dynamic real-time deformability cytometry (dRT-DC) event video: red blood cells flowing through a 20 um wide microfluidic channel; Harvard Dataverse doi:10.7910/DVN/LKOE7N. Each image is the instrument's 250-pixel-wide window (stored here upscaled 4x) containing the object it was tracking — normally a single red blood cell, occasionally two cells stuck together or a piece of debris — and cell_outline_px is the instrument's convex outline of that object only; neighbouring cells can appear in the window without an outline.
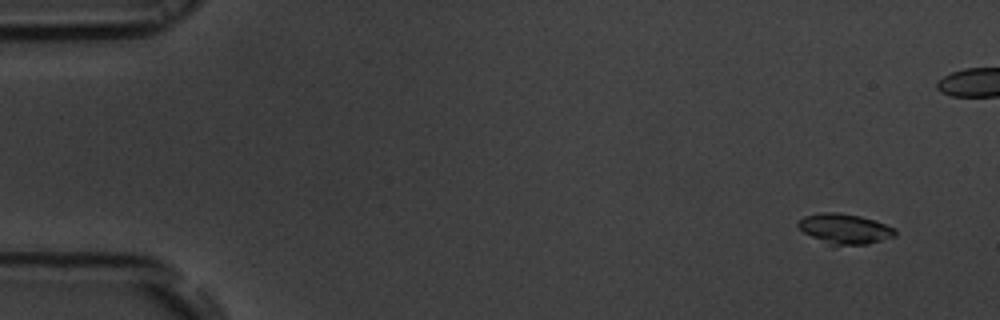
{"species": "common noctule bat (a hibernating species)", "species_latin": "Nyctalus noctula", "temperature_condition": "room temperature", "stored_images_in_passage": 56, "camera_frame_rate_fps": 3000, "um_per_image_px": 0.085, "animal": {"sex": "male", "body_mass_g": 19.5, "forearm_length_mm": 54.6}, "frame": {"image": 1, "passage_image": 4, "time_ms": 1.0, "image_size_px": [1000, 320], "cell_outline_px": [[896, 236], [868, 244], [832, 248], [804, 232], [796, 224], [804, 216], [820, 212], [836, 212], [860, 216], [896, 228]], "centroid_in_image_um": [71.79, 19.49], "position_along_channel_um": 13.2, "area_um2": 17.46}}
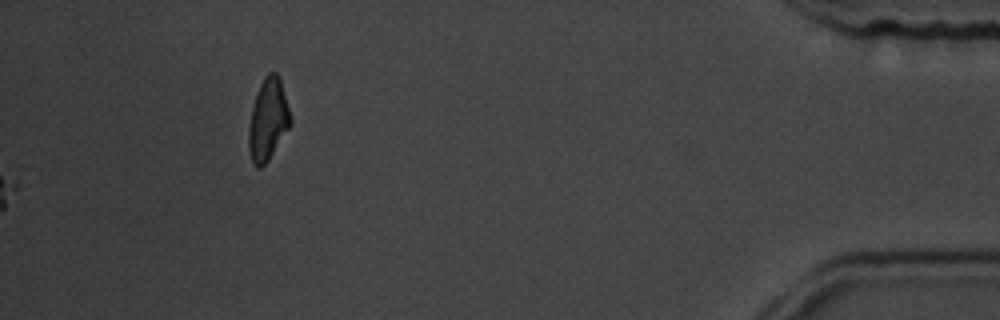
{"frame": {"image": 2, "passage_image": 56, "time_ms": 18.333, "image_size_px": [1000, 320], "cell_outline_px": [[292, 124], [268, 160], [260, 168], [256, 168], [252, 164], [248, 148], [248, 128], [252, 108], [256, 92], [264, 76], [268, 72], [276, 72], [280, 76], [292, 120]], "centroid_in_image_um": [22.78, 10.16], "position_along_channel_um": 412.4, "area_um2": 20.17}}